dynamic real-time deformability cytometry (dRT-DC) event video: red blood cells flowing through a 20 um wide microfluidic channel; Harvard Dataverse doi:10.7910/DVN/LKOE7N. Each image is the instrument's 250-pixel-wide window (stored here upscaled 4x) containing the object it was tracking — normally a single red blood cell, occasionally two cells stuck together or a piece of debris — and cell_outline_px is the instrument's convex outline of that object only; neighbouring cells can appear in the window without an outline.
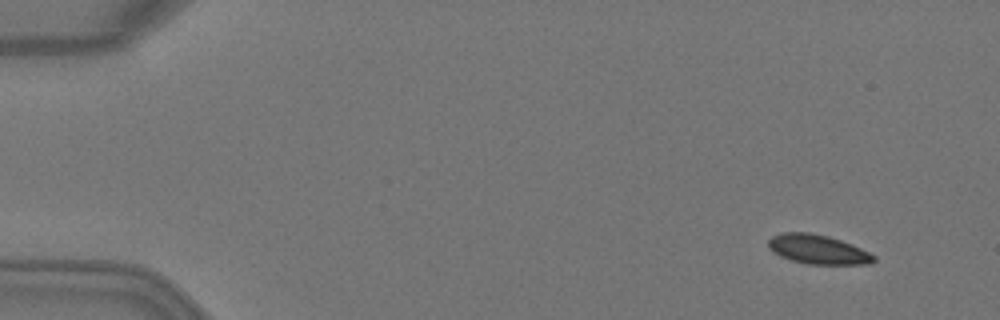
{"species": "Egyptian fruit bat (a non-hibernating species)", "species_latin": "Rousettus aegyptiacus", "temperature_condition": "warm", "stored_images_in_passage": 3, "camera_frame_rate_fps": 3000, "um_per_image_px": 0.085, "animal": {"sex": "female"}, "frame": {"image": 1, "passage_image": 1, "time_ms": 0.0, "image_size_px": [1000, 320], "cell_outline_px": [[876, 260], [872, 264], [808, 264], [792, 260], [780, 256], [768, 248], [768, 240], [772, 236], [784, 232], [808, 232], [828, 236], [852, 244], [876, 256]], "centroid_in_image_um": [69.52, 21.2], "position_along_channel_um": 15.5, "area_um2": 17.98}}
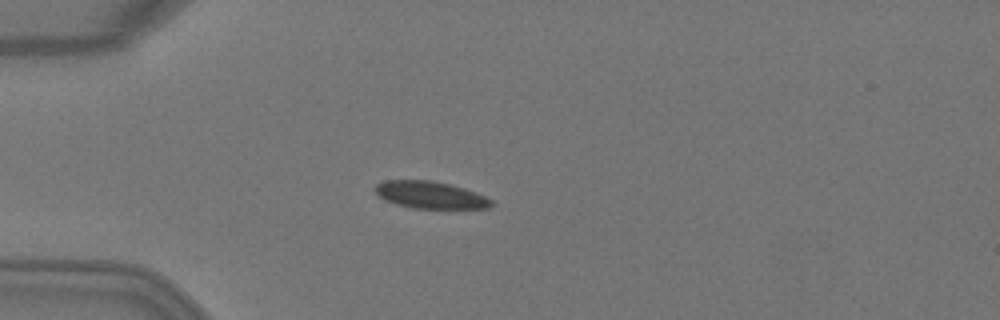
{"frame": {"image": 2, "passage_image": 3, "time_ms": 0.667, "image_size_px": [1000, 320], "cell_outline_px": [[496, 204], [488, 208], [412, 208], [396, 204], [384, 200], [376, 192], [376, 184], [384, 180], [432, 180], [464, 188], [476, 192], [492, 200]], "centroid_in_image_um": [36.59, 16.57], "position_along_channel_um": 48.4, "area_um2": 18.32}}